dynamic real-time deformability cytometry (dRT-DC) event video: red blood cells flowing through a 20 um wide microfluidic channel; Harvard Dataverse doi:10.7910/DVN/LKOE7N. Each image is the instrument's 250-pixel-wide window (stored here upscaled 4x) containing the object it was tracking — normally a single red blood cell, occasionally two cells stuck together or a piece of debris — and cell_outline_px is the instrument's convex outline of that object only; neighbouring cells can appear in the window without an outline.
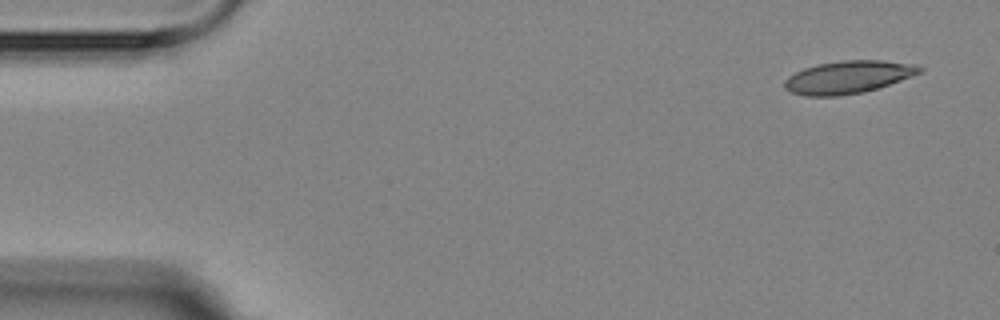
{"species": "Egyptian fruit bat (a non-hibernating species)", "species_latin": "Rousettus aegyptiacus", "temperature_condition": "room temperature", "stored_images_in_passage": 9, "camera_frame_rate_fps": 3000, "um_per_image_px": 0.085, "animal": {"sex": "female"}, "frame": {"image": 1, "passage_image": 1, "time_ms": 0.0, "image_size_px": [1000, 320], "cell_outline_px": [[924, 72], [864, 92], [840, 96], [804, 96], [792, 92], [784, 88], [784, 80], [788, 76], [804, 68], [816, 64], [840, 60], [880, 60], [920, 64], [924, 68]], "centroid_in_image_um": [72.11, 6.54], "position_along_channel_um": 12.9, "area_um2": 25.95}}
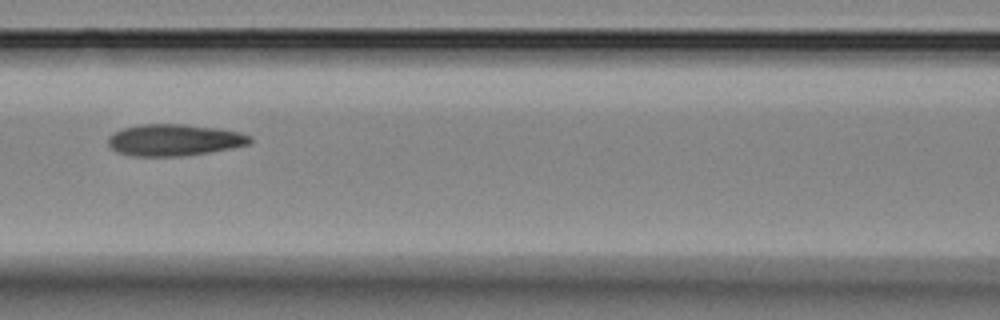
{"frame": {"image": 2, "passage_image": 7, "time_ms": 7.0, "image_size_px": [1000, 320], "cell_outline_px": [[252, 140], [248, 144], [232, 148], [184, 156], [128, 156], [116, 152], [108, 144], [108, 136], [124, 128], [140, 124], [184, 124], [220, 128], [240, 132], [252, 136]], "centroid_in_image_um": [14.81, 11.9], "position_along_channel_um": 151.8, "area_um2": 26.3}}
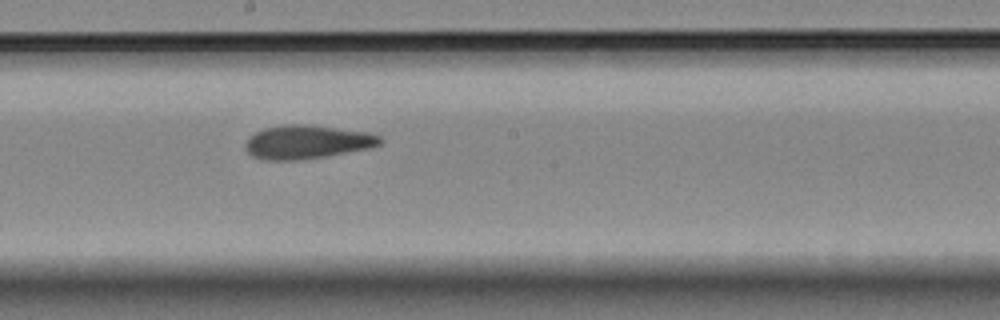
{"frame": {"image": 3, "passage_image": 9, "time_ms": 9.0, "image_size_px": [1000, 320], "cell_outline_px": [[384, 140], [380, 144], [368, 148], [324, 156], [300, 160], [260, 160], [252, 156], [244, 148], [244, 144], [248, 136], [264, 128], [284, 124], [304, 124], [368, 132], [380, 136]], "centroid_in_image_um": [26.03, 12.07], "position_along_channel_um": 222.2, "area_um2": 26.41}}